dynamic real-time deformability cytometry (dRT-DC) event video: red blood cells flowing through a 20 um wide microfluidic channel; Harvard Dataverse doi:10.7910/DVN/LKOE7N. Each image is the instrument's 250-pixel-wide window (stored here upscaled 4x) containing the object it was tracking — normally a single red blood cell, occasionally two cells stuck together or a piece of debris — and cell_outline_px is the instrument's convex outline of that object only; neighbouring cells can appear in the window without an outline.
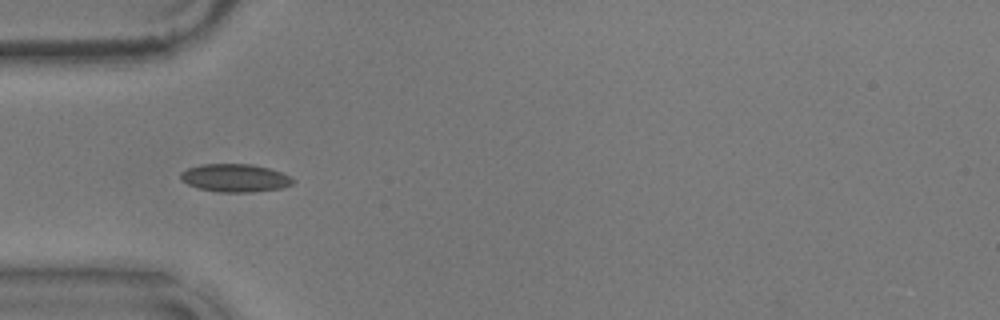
{"species": "common noctule bat (a hibernating species)", "species_latin": "Nyctalus noctula", "temperature_condition": "warm", "stored_images_in_passage": 31, "camera_frame_rate_fps": 3000, "um_per_image_px": 0.085, "animal": {"sex": "male", "body_mass_g": 17.9}, "frame": {"image": 1, "passage_image": 5, "time_ms": 1.333, "image_size_px": [1000, 320], "cell_outline_px": [[296, 180], [292, 184], [284, 188], [252, 192], [220, 192], [200, 188], [188, 184], [180, 180], [180, 172], [188, 168], [204, 164], [252, 164], [268, 168], [280, 172]], "centroid_in_image_um": [19.99, 15.13], "position_along_channel_um": 65.0, "area_um2": 18.26}, "authors_computed_cell_mechanics": {"area_um2": 16.8776, "velocity_mm_per_s": 3.6002, "shape_relaxation_time_tau1_ms": 3.7159, "shape_relaxation_time_tau2_ms": null, "deformation_change_tau1": 0.1116, "deformation_change_tau2": null}}